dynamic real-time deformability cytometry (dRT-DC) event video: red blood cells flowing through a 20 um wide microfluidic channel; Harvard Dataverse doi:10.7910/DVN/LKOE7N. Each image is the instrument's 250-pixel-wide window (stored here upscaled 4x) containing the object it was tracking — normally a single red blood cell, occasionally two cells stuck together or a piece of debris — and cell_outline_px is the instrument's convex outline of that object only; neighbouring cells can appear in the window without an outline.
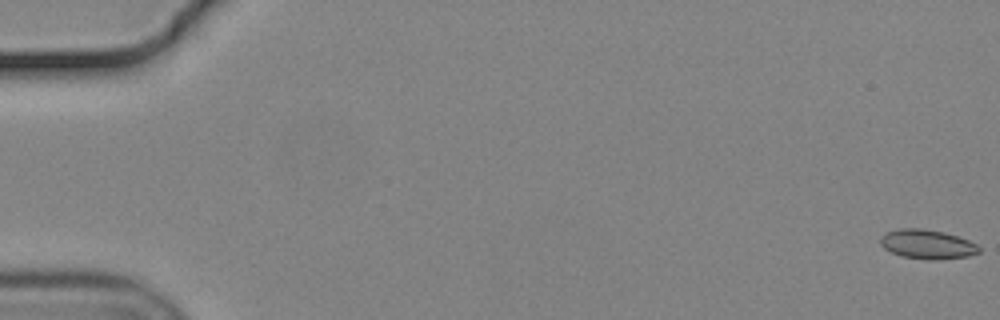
{"species": "common noctule bat (a hibernating species)", "species_latin": "Nyctalus noctula", "temperature_condition": "cold", "stored_images_in_passage": 56, "camera_frame_rate_fps": 3000, "um_per_image_px": 0.085, "animal": {"sex": "male", "body_mass_g": 19.2, "forearm_length_mm": 51.8}, "frame": {"image": 1, "passage_image": 1, "time_ms": 0.0, "image_size_px": [1000, 320], "cell_outline_px": [[980, 252], [968, 256], [936, 260], [900, 256], [884, 248], [880, 244], [880, 236], [884, 232], [900, 228], [920, 228], [944, 232], [968, 240], [976, 244], [980, 248]], "centroid_in_image_um": [78.78, 20.75], "position_along_channel_um": 6.2, "area_um2": 16.82}}
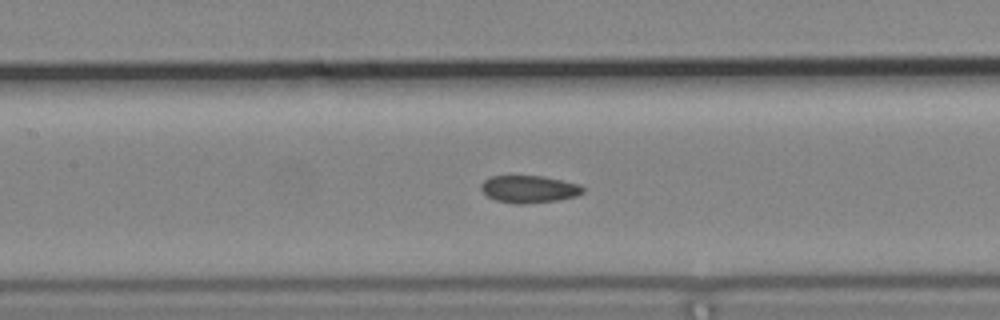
{"frame": {"image": 2, "passage_image": 27, "time_ms": 8.667, "image_size_px": [1000, 320], "cell_outline_px": [[584, 192], [576, 196], [560, 200], [524, 204], [516, 204], [496, 200], [488, 196], [480, 188], [480, 184], [484, 180], [492, 176], [544, 176], [580, 184], [584, 188]], "centroid_in_image_um": [44.99, 16.07], "position_along_channel_um": 162.4, "area_um2": 16.3}}
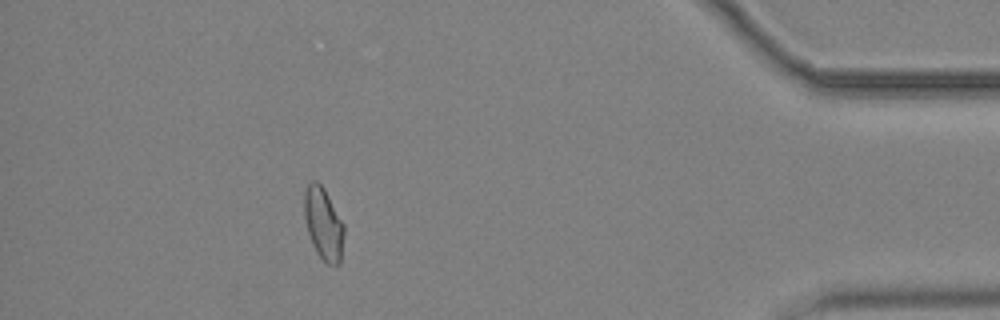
{"frame": {"image": 3, "passage_image": 51, "time_ms": 16.667, "image_size_px": [1000, 320], "cell_outline_px": [[344, 232], [340, 260], [336, 264], [328, 264], [316, 252], [308, 232], [304, 216], [304, 192], [308, 184], [312, 180], [316, 180], [324, 188], [344, 224]], "centroid_in_image_um": [27.48, 18.97], "position_along_channel_um": 407.7, "area_um2": 16.47}, "authors_computed_cell_mechanics": {"area_um2": 16.5308, "velocity_mm_per_s": 3.6996, "shape_relaxation_time_tau1_ms": null, "shape_relaxation_time_tau2_ms": 2.0409, "deformation_change_tau1": null, "deformation_change_tau2": 0.0792}}